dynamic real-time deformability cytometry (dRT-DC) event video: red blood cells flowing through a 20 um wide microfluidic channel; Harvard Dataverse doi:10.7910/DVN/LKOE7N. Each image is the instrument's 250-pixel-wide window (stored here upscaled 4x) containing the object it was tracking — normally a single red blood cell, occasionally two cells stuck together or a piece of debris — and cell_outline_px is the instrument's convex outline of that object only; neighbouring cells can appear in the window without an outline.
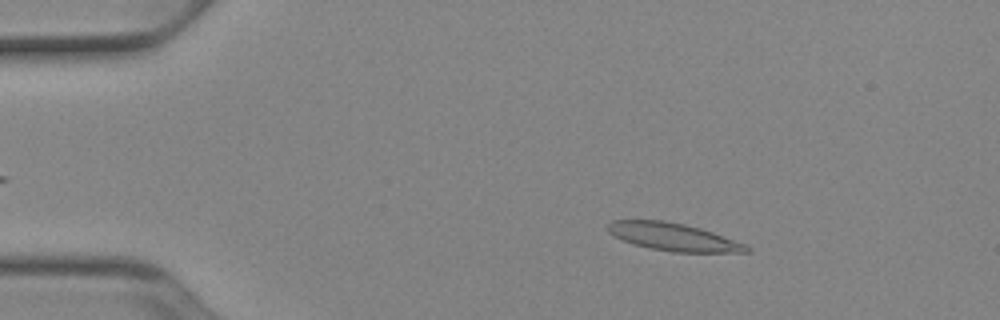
{"species": "Egyptian fruit bat (a non-hibernating species)", "species_latin": "Rousettus aegyptiacus", "temperature_condition": "cold", "stored_images_in_passage": 16, "camera_frame_rate_fps": 3000, "um_per_image_px": 0.085, "animal": {"sex": "female"}, "frame": {"image": 1, "passage_image": 8, "time_ms": 2.333, "image_size_px": [1000, 320], "cell_outline_px": [[752, 252], [672, 252], [648, 248], [624, 240], [608, 232], [608, 224], [612, 220], [664, 220], [684, 224], [700, 228], [748, 244], [752, 248]], "centroid_in_image_um": [57.3, 20.14], "position_along_channel_um": 27.7, "area_um2": 22.37}}
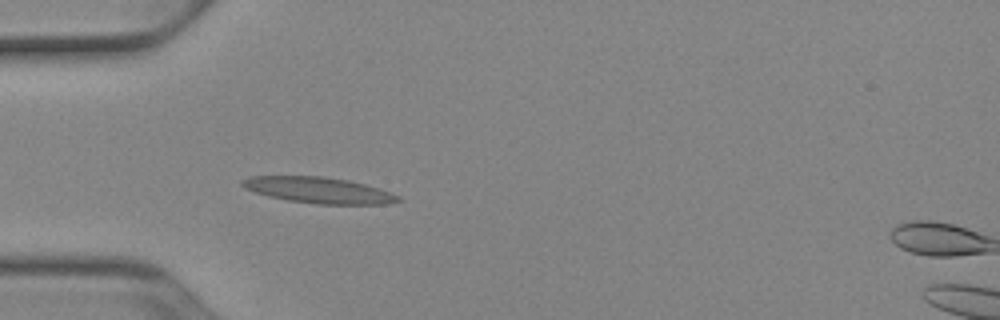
{"frame": {"image": 2, "passage_image": 15, "time_ms": 4.667, "image_size_px": [1000, 320], "cell_outline_px": [[400, 200], [388, 204], [316, 204], [288, 200], [268, 196], [244, 188], [240, 184], [240, 180], [248, 176], [324, 176], [348, 180], [380, 188], [400, 196]], "centroid_in_image_um": [27.06, 16.16], "position_along_channel_um": 57.9, "area_um2": 23.7}}